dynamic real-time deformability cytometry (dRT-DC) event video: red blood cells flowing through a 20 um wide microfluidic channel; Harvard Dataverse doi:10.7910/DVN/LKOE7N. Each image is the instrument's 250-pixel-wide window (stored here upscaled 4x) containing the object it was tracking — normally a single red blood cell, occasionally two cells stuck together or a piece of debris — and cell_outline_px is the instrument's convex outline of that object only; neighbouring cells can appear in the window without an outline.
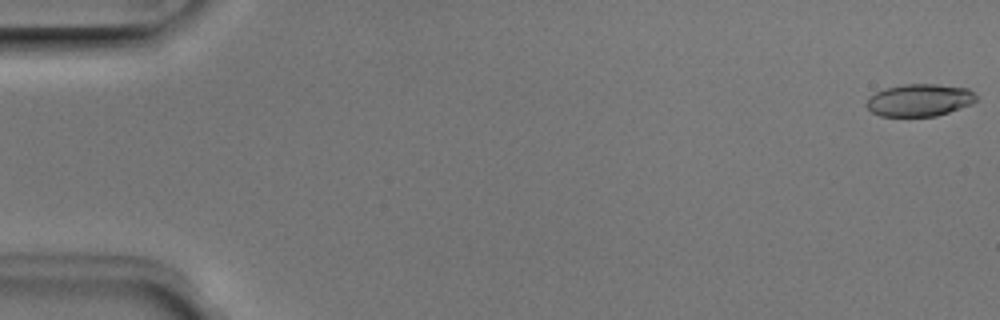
{"species": "Egyptian fruit bat (a non-hibernating species)", "species_latin": "Rousettus aegyptiacus", "temperature_condition": "room temperature", "stored_images_in_passage": 5, "camera_frame_rate_fps": 3000, "um_per_image_px": 0.085, "animal": {"sex": "male"}, "frame": {"image": 1, "passage_image": 1, "time_ms": 0.0, "image_size_px": [1000, 320], "cell_outline_px": [[976, 100], [972, 104], [936, 116], [880, 116], [872, 112], [868, 108], [868, 96], [876, 92], [888, 88], [904, 84], [936, 84], [968, 88], [976, 96]], "centroid_in_image_um": [78.17, 8.51], "position_along_channel_um": 6.8, "area_um2": 20.46}}
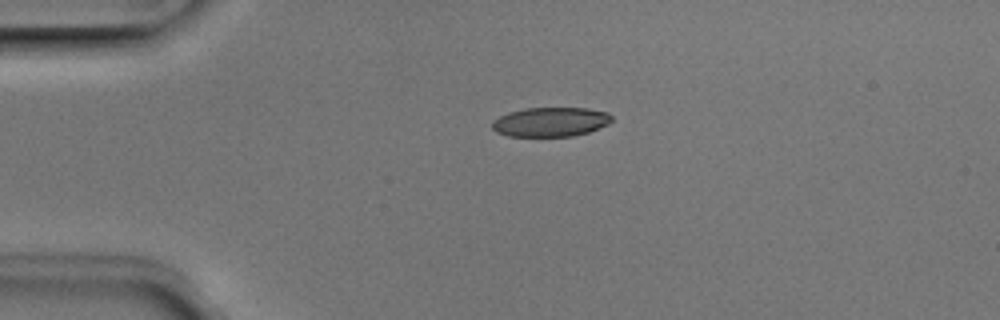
{"frame": {"image": 2, "passage_image": 4, "time_ms": 1.0, "image_size_px": [1000, 320], "cell_outline_px": [[612, 120], [608, 124], [588, 132], [572, 136], [508, 136], [496, 132], [492, 128], [492, 120], [508, 112], [524, 108], [588, 108], [608, 112], [612, 116]], "centroid_in_image_um": [46.78, 10.36], "position_along_channel_um": 38.2, "area_um2": 20.52}}